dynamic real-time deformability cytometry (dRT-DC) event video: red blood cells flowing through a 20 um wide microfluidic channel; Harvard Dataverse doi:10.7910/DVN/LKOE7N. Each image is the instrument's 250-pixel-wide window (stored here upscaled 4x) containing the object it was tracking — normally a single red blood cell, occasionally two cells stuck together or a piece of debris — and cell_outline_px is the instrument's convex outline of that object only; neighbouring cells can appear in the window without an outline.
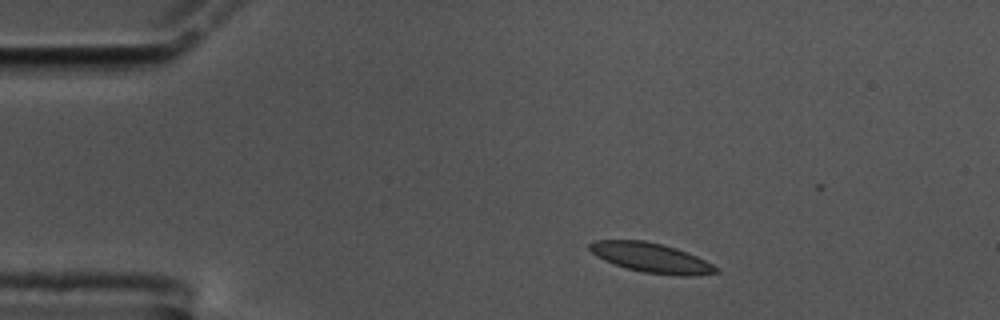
{"species": "common noctule bat (a hibernating species)", "species_latin": "Nyctalus noctula", "temperature_condition": "cold", "stored_images_in_passage": 24, "segment_of_instrument_passage": [1, 2], "camera_frame_rate_fps": 3000, "um_per_image_px": 0.085, "animal": {"sex": "male", "body_mass_g": 17.5, "forearm_length_mm": 52.3}, "frame": {"image": 1, "passage_image": 1, "time_ms": 0.0, "image_size_px": [1000, 320], "cell_outline_px": [[720, 272], [692, 276], [680, 276], [644, 272], [612, 264], [596, 256], [588, 248], [588, 244], [596, 240], [644, 240], [676, 248], [688, 252], [720, 268]], "centroid_in_image_um": [55.36, 21.91], "position_along_channel_um": 29.6, "area_um2": 21.79}}
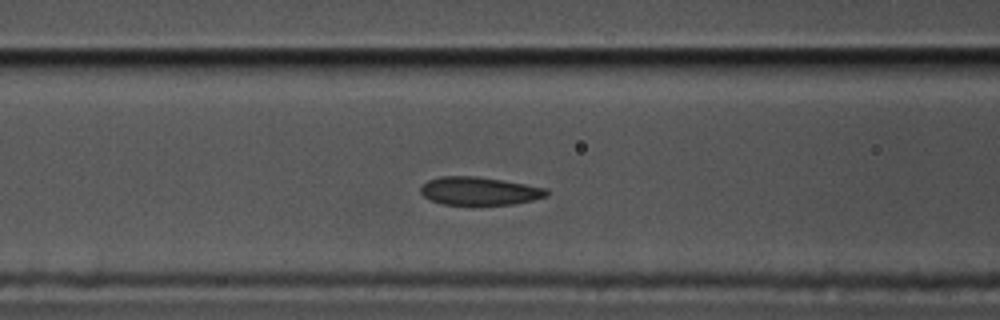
{"frame": {"image": 2, "passage_image": 14, "time_ms": 4.333, "image_size_px": [1000, 320], "cell_outline_px": [[548, 196], [532, 200], [512, 204], [440, 204], [424, 196], [420, 192], [420, 188], [428, 180], [440, 176], [476, 176], [548, 188]], "centroid_in_image_um": [40.74, 16.23], "position_along_channel_um": 125.9, "area_um2": 20.4}}
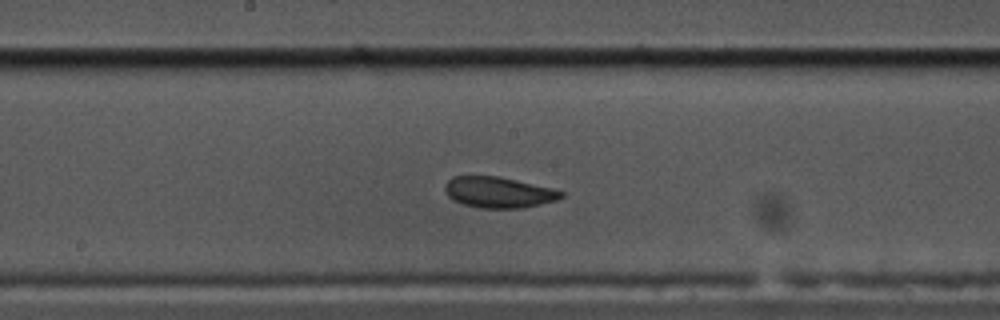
{"frame": {"image": 3, "passage_image": 21, "time_ms": 6.667, "image_size_px": [1000, 320], "cell_outline_px": [[564, 196], [556, 200], [524, 208], [480, 208], [464, 204], [452, 200], [448, 196], [444, 188], [444, 184], [452, 176], [496, 176], [516, 180], [552, 188], [564, 192]], "centroid_in_image_um": [42.36, 16.35], "position_along_channel_um": 205.8, "area_um2": 20.92}}